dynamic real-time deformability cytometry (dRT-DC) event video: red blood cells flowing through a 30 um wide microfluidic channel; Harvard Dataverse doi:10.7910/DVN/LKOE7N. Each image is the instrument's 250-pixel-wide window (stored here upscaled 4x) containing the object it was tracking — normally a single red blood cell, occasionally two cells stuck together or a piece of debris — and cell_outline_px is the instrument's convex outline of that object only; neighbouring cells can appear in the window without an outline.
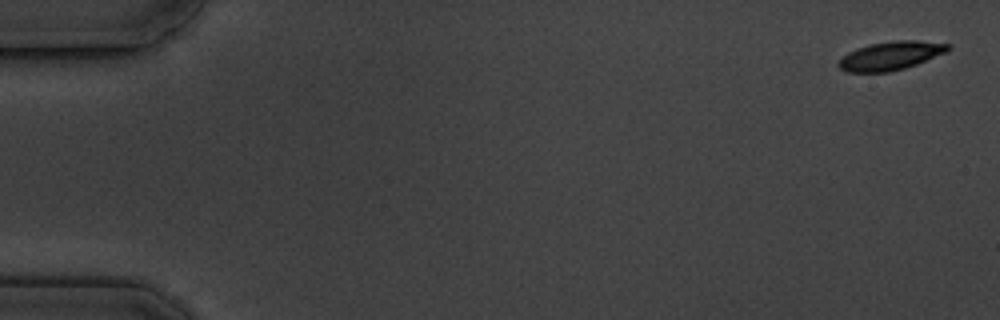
{"species": "common noctule bat (a hibernating species)", "species_latin": "Nyctalus noctula", "temperature_condition": "cold", "stored_images_in_passage": 8, "camera_frame_rate_fps": 3000, "um_per_image_px": 0.085, "animal": {"sex": "male", "body_mass_g": 19.5, "forearm_length_mm": 54.6}, "frame": {"image": 1, "passage_image": 1, "time_ms": 0.0, "image_size_px": [1000, 320], "cell_outline_px": [[952, 48], [948, 52], [916, 64], [904, 68], [888, 72], [848, 72], [840, 68], [836, 64], [848, 52], [868, 44], [896, 40], [916, 40], [952, 44]], "centroid_in_image_um": [75.75, 4.73], "position_along_channel_um": 9.2, "area_um2": 18.26}}
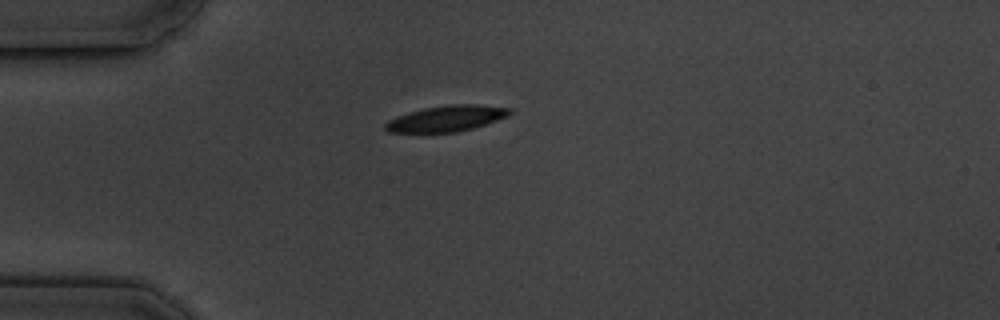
{"frame": {"image": 2, "passage_image": 5, "time_ms": 4.667, "image_size_px": [1000, 320], "cell_outline_px": [[512, 112], [508, 116], [472, 128], [456, 132], [388, 132], [384, 128], [384, 124], [388, 120], [396, 116], [408, 112], [424, 108], [448, 104], [476, 104], [512, 108]], "centroid_in_image_um": [37.93, 10.06], "position_along_channel_um": 47.1, "area_um2": 18.73}}